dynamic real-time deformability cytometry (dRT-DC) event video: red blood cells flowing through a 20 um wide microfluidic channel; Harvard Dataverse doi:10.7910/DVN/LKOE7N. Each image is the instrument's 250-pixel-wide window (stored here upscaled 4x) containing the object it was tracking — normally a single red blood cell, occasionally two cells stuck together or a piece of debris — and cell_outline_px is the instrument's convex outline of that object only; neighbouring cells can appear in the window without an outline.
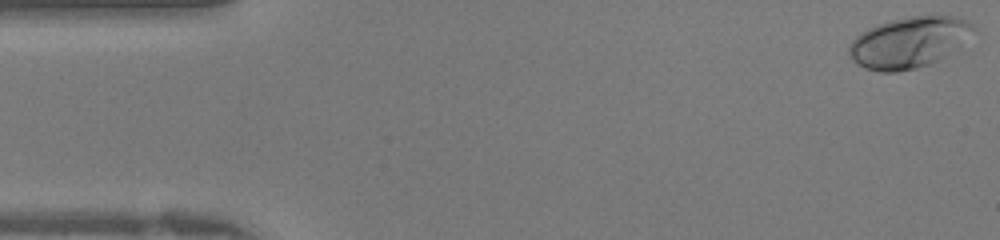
{"species": "human", "species_latin": "Homo sapiens", "temperature_condition": "warm", "stored_images_in_passage": 42, "camera_frame_rate_fps": 3000, "um_per_image_px": 0.085, "donor": {"sex": "female"}, "frame": {"image": 1, "passage_image": 1, "time_ms": 0.0, "image_size_px": [1000, 240], "cell_outline_px": [[972, 28], [940, 60], [916, 68], [896, 72], [880, 72], [864, 68], [856, 64], [852, 60], [848, 52], [848, 44], [860, 32], [876, 24], [892, 20], [912, 16], [952, 16], [968, 20], [972, 24]], "centroid_in_image_um": [77.1, 3.61], "position_along_channel_um": 7.9, "area_um2": 36.01}}
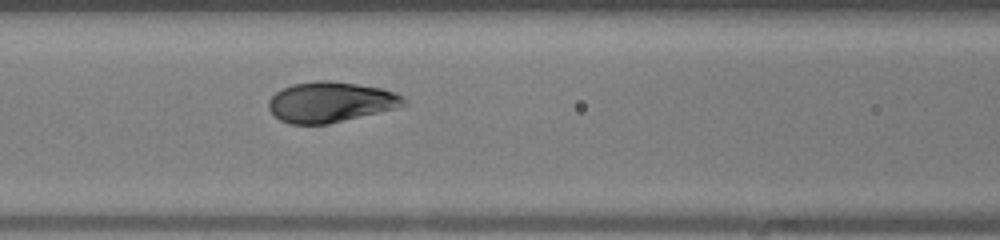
{"frame": {"image": 2, "passage_image": 17, "time_ms": 5.333, "image_size_px": [1000, 240], "cell_outline_px": [[408, 104], [396, 108], [328, 124], [288, 124], [280, 120], [268, 108], [268, 100], [280, 88], [292, 84], [316, 80], [328, 80], [384, 88], [404, 96]], "centroid_in_image_um": [28.09, 8.66], "position_along_channel_um": 138.5, "area_um2": 32.02}}
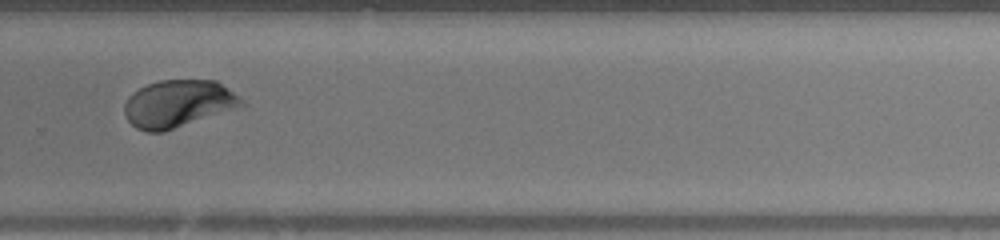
{"frame": {"image": 3, "passage_image": 28, "time_ms": 9.0, "image_size_px": [1000, 240], "cell_outline_px": [[244, 104], [164, 132], [148, 132], [136, 128], [128, 120], [124, 112], [124, 104], [128, 96], [132, 92], [148, 84], [160, 80], [216, 80], [244, 100]], "centroid_in_image_um": [15.08, 8.8], "position_along_channel_um": 314.7, "area_um2": 31.79}}